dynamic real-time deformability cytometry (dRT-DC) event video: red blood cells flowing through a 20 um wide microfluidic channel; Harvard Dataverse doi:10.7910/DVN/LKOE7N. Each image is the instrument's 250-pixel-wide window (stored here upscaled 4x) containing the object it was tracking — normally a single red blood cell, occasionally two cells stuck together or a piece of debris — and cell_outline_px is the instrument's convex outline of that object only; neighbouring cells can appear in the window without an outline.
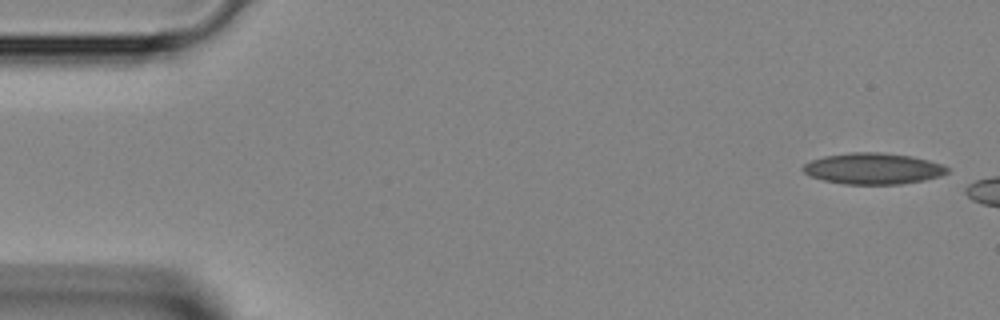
{"species": "Egyptian fruit bat (a non-hibernating species)", "species_latin": "Rousettus aegyptiacus", "temperature_condition": "room temperature", "stored_images_in_passage": 5, "camera_frame_rate_fps": 3000, "um_per_image_px": 0.085, "animal": {"sex": "female"}, "frame": {"image": 1, "passage_image": 1, "time_ms": 0.0, "image_size_px": [1000, 320], "cell_outline_px": [[948, 172], [940, 176], [924, 180], [900, 184], [844, 184], [824, 180], [808, 176], [800, 168], [804, 164], [812, 160], [824, 156], [852, 152], [880, 152], [912, 156], [944, 164], [948, 168]], "centroid_in_image_um": [74.2, 14.33], "position_along_channel_um": 10.8, "area_um2": 26.3}}